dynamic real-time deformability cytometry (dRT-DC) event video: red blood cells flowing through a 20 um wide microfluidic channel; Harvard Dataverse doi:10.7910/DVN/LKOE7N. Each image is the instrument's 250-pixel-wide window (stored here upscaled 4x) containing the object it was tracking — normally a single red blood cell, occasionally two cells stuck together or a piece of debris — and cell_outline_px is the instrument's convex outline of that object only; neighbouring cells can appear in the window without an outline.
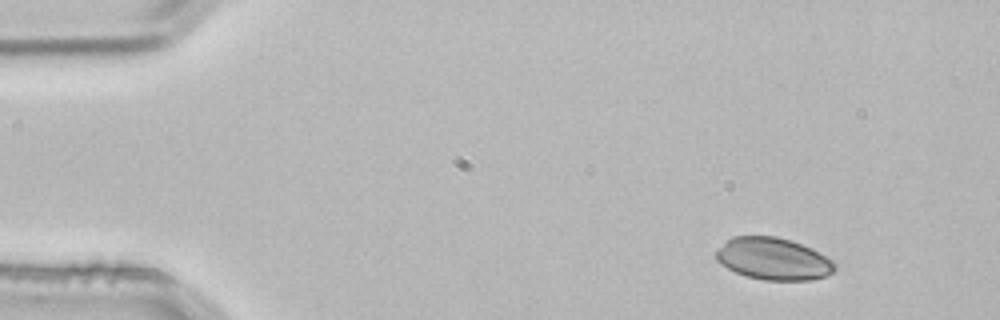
{"species": "common noctule bat (a hibernating species)", "species_latin": "Nyctalus noctula", "temperature_condition": "room temperature", "stored_images_in_passage": 3, "camera_frame_rate_fps": 3000, "um_per_image_px": 0.085, "animal": {"sex": "male", "body_mass_g": 21.5, "forearm_length_mm": 52.0}, "frame": {"image": 1, "passage_image": 1, "time_ms": 0.0, "image_size_px": [1000, 320], "cell_outline_px": [[836, 268], [832, 272], [824, 276], [812, 280], [764, 280], [744, 276], [720, 264], [716, 260], [716, 252], [732, 236], [776, 236], [792, 240], [812, 248], [832, 260], [836, 264]], "centroid_in_image_um": [65.74, 22.0], "position_along_channel_um": 19.3, "area_um2": 29.13}}
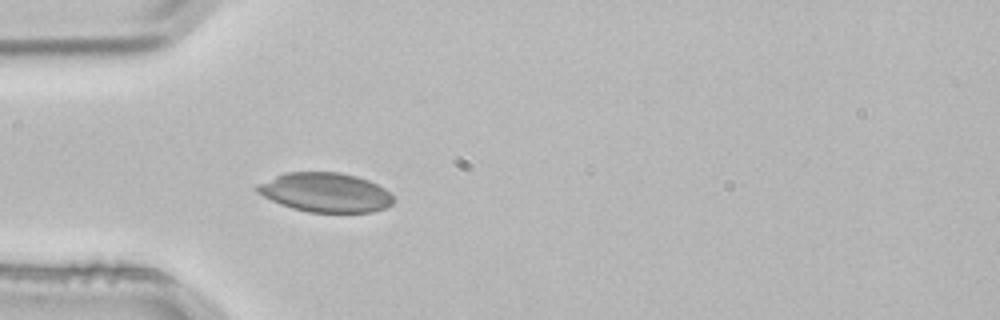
{"frame": {"image": 2, "passage_image": 3, "time_ms": 0.667, "image_size_px": [1000, 320], "cell_outline_px": [[396, 200], [392, 204], [384, 208], [372, 212], [308, 212], [292, 208], [280, 204], [256, 192], [256, 188], [260, 184], [284, 172], [340, 172], [356, 176], [368, 180], [384, 188]], "centroid_in_image_um": [27.69, 16.36], "position_along_channel_um": 57.3, "area_um2": 30.98}}